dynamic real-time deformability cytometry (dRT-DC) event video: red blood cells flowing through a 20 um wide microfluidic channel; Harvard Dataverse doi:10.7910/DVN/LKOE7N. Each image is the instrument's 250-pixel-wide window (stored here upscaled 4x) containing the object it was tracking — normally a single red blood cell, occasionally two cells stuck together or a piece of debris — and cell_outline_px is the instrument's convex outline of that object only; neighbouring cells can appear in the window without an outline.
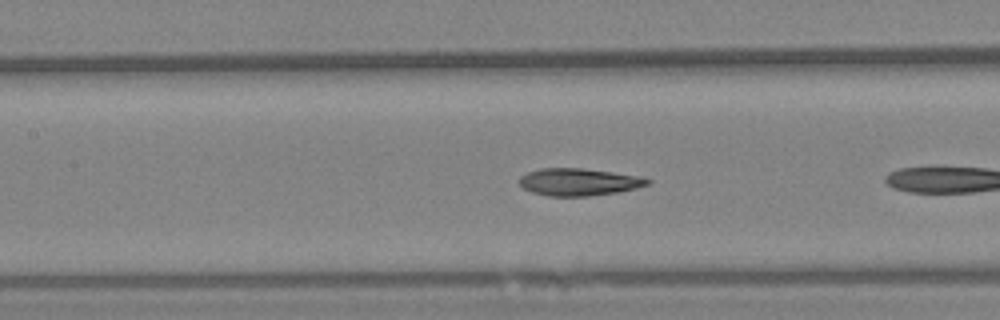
{"species": "Egyptian fruit bat (a non-hibernating species)", "species_latin": "Rousettus aegyptiacus", "temperature_condition": "warm", "stored_images_in_passage": 5, "camera_frame_rate_fps": 3000, "um_per_image_px": 0.085, "animal": {"sex": "female"}, "frame": {"image": 1, "passage_image": 4, "time_ms": 1.0, "image_size_px": [1000, 320], "cell_outline_px": [[652, 184], [620, 192], [588, 196], [548, 196], [532, 192], [524, 188], [520, 184], [520, 176], [528, 172], [540, 168], [580, 168], [612, 172], [636, 176], [652, 180]], "centroid_in_image_um": [49.21, 15.47], "position_along_channel_um": 158.2, "area_um2": 20.35}}